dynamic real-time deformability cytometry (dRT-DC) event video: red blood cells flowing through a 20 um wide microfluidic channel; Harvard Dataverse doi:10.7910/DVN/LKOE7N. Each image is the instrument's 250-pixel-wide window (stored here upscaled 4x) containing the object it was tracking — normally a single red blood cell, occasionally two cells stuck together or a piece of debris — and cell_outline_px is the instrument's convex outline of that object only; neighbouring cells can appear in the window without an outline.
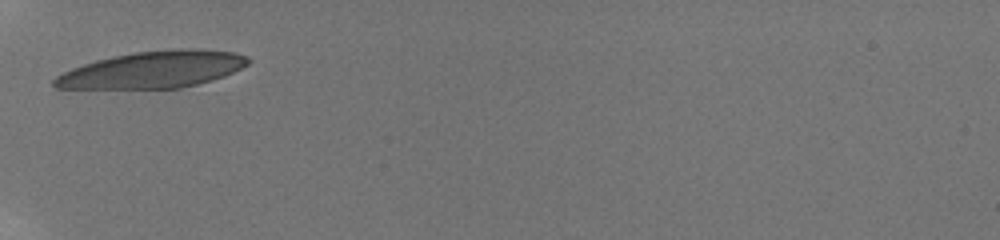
{"species": "human", "species_latin": "Homo sapiens", "temperature_condition": "room temperature", "stored_images_in_passage": 7, "camera_frame_rate_fps": 3000, "um_per_image_px": 0.085, "donor": {"sex": "male"}, "frame": {"image": 1, "passage_image": 1, "time_ms": 0.0, "image_size_px": [1000, 240], "cell_outline_px": [[252, 60], [248, 64], [224, 76], [212, 80], [180, 88], [56, 88], [52, 84], [52, 80], [56, 76], [72, 68], [96, 60], [112, 56], [136, 52], [188, 48], [192, 48], [236, 52], [248, 56]], "centroid_in_image_um": [13.02, 5.91], "position_along_channel_um": 72.0, "area_um2": 41.27}}
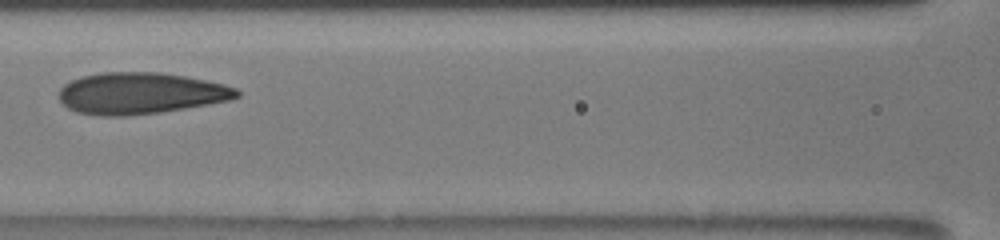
{"frame": {"image": 2, "passage_image": 4, "time_ms": 2.333, "image_size_px": [1000, 240], "cell_outline_px": [[240, 96], [232, 100], [160, 112], [124, 116], [100, 116], [76, 112], [68, 108], [60, 100], [60, 88], [64, 84], [80, 76], [100, 72], [160, 72], [184, 76], [224, 84], [236, 88], [240, 92]], "centroid_in_image_um": [11.94, 7.92], "position_along_channel_um": 154.7, "area_um2": 43.06}}
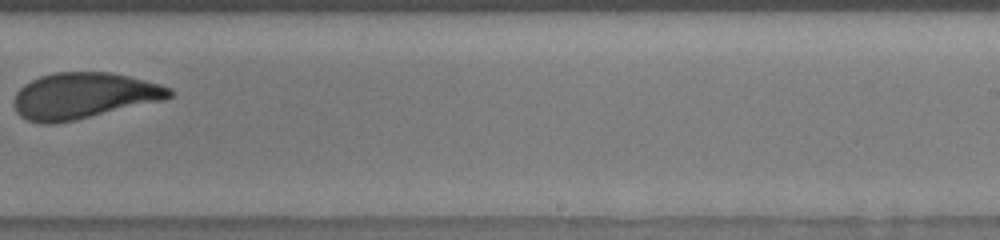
{"frame": {"image": 3, "passage_image": 7, "time_ms": 5.667, "image_size_px": [1000, 240], "cell_outline_px": [[176, 92], [172, 96], [164, 100], [56, 124], [40, 124], [28, 120], [20, 116], [16, 112], [16, 92], [24, 84], [40, 76], [56, 72], [112, 72], [160, 84], [172, 88]], "centroid_in_image_um": [7.14, 8.13], "position_along_channel_um": 281.9, "area_um2": 41.67}}